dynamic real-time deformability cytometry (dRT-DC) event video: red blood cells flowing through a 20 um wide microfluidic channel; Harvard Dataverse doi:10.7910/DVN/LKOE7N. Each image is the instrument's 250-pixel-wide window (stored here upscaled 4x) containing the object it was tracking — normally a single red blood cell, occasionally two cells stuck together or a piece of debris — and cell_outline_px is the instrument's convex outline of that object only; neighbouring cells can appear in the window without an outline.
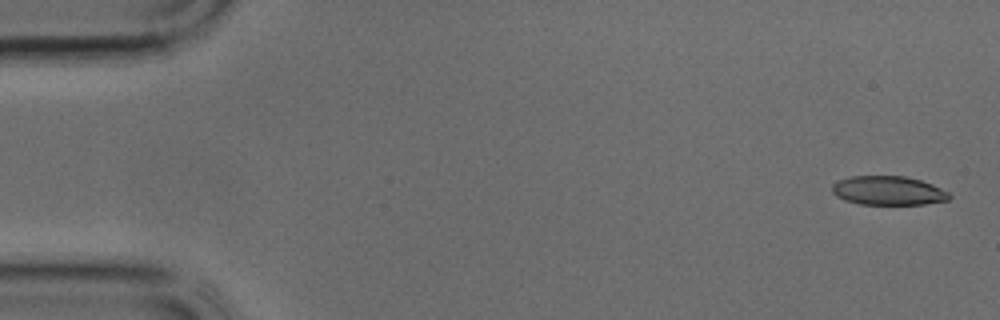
{"species": "common noctule bat (a hibernating species)", "species_latin": "Nyctalus noctula", "temperature_condition": "cold", "stored_images_in_passage": 37, "camera_frame_rate_fps": 3000, "um_per_image_px": 0.085, "animal": {"sex": "male", "body_mass_g": 17.9, "forearm_length_mm": 54.2}, "frame": {"image": 1, "passage_image": 1, "time_ms": 0.0, "image_size_px": [1000, 320], "cell_outline_px": [[952, 196], [948, 200], [924, 204], [860, 204], [844, 200], [836, 196], [832, 192], [832, 184], [836, 180], [852, 176], [904, 176], [920, 180], [932, 184], [948, 192]], "centroid_in_image_um": [75.47, 16.2], "position_along_channel_um": 9.5, "area_um2": 19.83}}
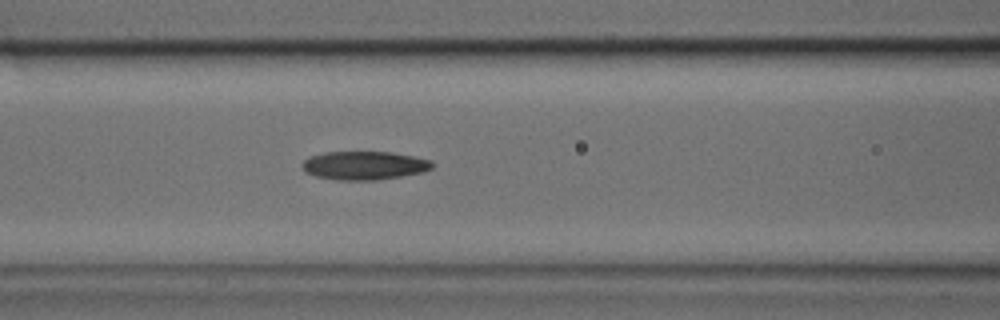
{"frame": {"image": 2, "passage_image": 15, "time_ms": 4.667, "image_size_px": [1000, 320], "cell_outline_px": [[436, 164], [432, 168], [424, 172], [376, 180], [340, 180], [316, 176], [304, 172], [300, 164], [308, 156], [324, 152], [392, 152], [432, 160]], "centroid_in_image_um": [30.95, 14.06], "position_along_channel_um": 135.6, "area_um2": 21.79}}
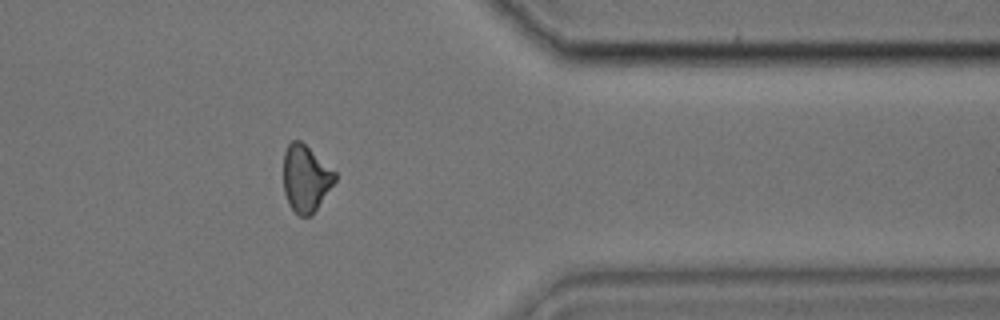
{"frame": {"image": 3, "passage_image": 30, "time_ms": 9.667, "image_size_px": [1000, 320], "cell_outline_px": [[336, 180], [312, 216], [300, 216], [288, 204], [284, 192], [284, 152], [288, 144], [292, 140], [300, 140], [336, 172]], "centroid_in_image_um": [25.98, 15.17], "position_along_channel_um": 385.4, "area_um2": 19.94}}